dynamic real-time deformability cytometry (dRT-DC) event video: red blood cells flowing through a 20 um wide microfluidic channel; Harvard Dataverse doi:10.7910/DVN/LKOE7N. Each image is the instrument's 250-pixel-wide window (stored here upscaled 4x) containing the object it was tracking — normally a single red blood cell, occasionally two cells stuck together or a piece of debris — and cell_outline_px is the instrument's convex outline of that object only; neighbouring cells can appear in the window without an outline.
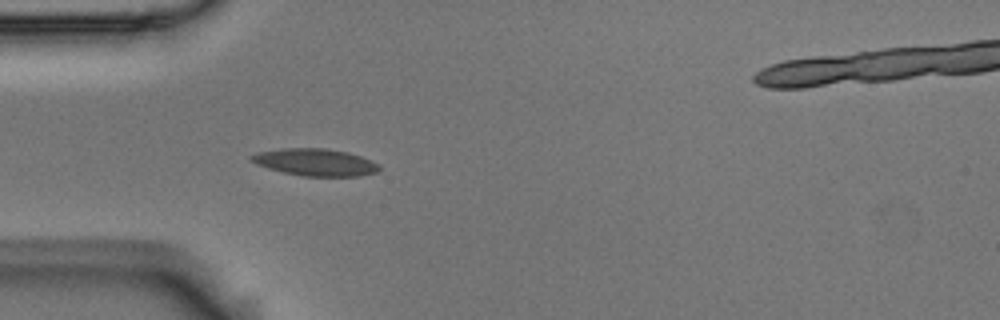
{"species": "Egyptian fruit bat (a non-hibernating species)", "species_latin": "Rousettus aegyptiacus", "temperature_condition": "room temperature", "stored_images_in_passage": 12, "camera_frame_rate_fps": 3000, "um_per_image_px": 0.085, "animal": {"sex": "male"}, "frame": {"image": 1, "passage_image": 6, "time_ms": 1.667, "image_size_px": [1000, 320], "cell_outline_px": [[380, 168], [376, 172], [360, 176], [304, 176], [284, 172], [268, 168], [256, 164], [248, 160], [248, 156], [260, 152], [280, 148], [324, 148], [348, 152], [360, 156], [380, 164]], "centroid_in_image_um": [26.78, 13.78], "position_along_channel_um": 58.2, "area_um2": 20.23}}
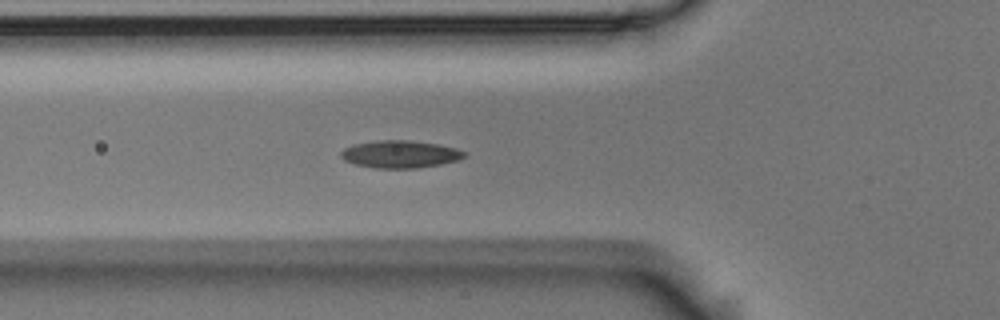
{"frame": {"image": 2, "passage_image": 9, "time_ms": 2.667, "image_size_px": [1000, 320], "cell_outline_px": [[464, 156], [456, 160], [440, 164], [420, 168], [376, 168], [356, 164], [344, 160], [340, 156], [340, 152], [344, 148], [352, 144], [380, 140], [408, 140], [436, 144], [456, 148], [464, 152]], "centroid_in_image_um": [33.96, 13.1], "position_along_channel_um": 91.8, "area_um2": 19.54}}